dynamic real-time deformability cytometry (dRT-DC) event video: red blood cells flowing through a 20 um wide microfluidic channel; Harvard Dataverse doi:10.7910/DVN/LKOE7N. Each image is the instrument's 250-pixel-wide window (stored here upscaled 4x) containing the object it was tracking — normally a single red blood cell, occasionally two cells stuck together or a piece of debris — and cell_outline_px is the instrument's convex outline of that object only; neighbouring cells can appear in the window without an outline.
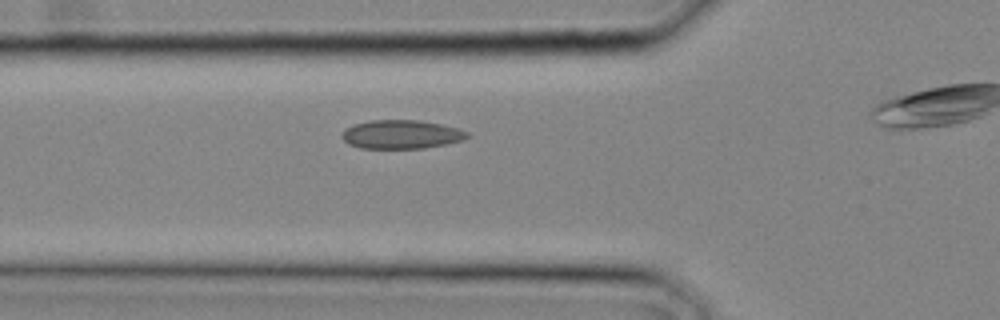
{"species": "common noctule bat (a hibernating species)", "species_latin": "Nyctalus noctula", "temperature_condition": "cold", "stored_images_in_passage": 10, "camera_frame_rate_fps": 3000, "um_per_image_px": 0.085, "animal": {"sex": "male", "body_mass_g": 20.4}, "frame": {"image": 1, "passage_image": 7, "time_ms": 2.0, "image_size_px": [1000, 320], "cell_outline_px": [[472, 136], [464, 140], [424, 148], [360, 148], [348, 144], [340, 136], [344, 128], [352, 124], [368, 120], [420, 120], [440, 124], [456, 128], [468, 132]], "centroid_in_image_um": [34.08, 11.42], "position_along_channel_um": 91.7, "area_um2": 21.15}}
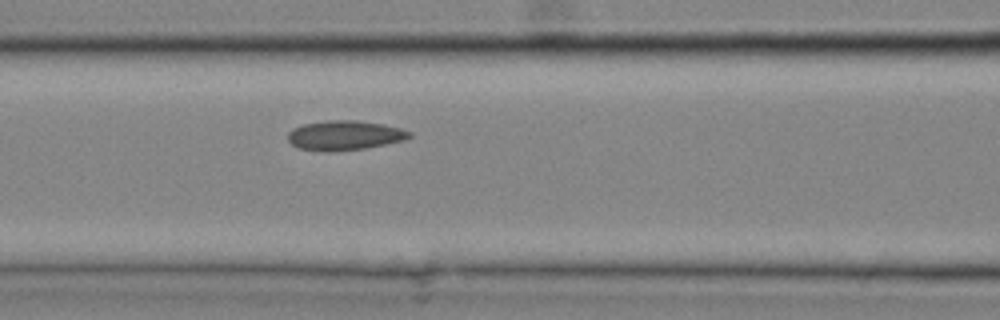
{"frame": {"image": 2, "passage_image": 9, "time_ms": 2.667, "image_size_px": [1000, 320], "cell_outline_px": [[412, 136], [404, 140], [364, 148], [332, 152], [324, 152], [300, 148], [292, 144], [288, 140], [288, 132], [292, 128], [304, 124], [324, 120], [356, 120], [384, 124], [400, 128], [412, 132]], "centroid_in_image_um": [29.28, 11.5], "position_along_channel_um": 137.3, "area_um2": 21.04}}